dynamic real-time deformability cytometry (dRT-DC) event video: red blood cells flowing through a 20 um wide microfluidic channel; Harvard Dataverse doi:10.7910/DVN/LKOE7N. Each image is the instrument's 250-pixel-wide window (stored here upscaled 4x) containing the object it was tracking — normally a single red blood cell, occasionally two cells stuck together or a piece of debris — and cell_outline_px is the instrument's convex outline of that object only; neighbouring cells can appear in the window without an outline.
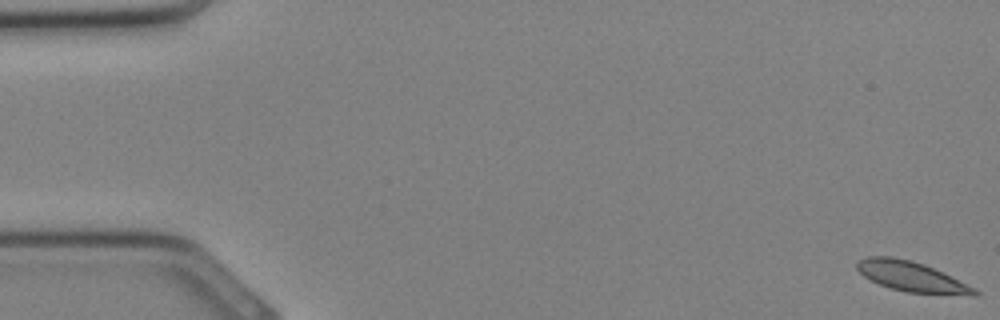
{"species": "Egyptian fruit bat (a non-hibernating species)", "species_latin": "Rousettus aegyptiacus", "temperature_condition": "cold", "stored_images_in_passage": 35, "camera_frame_rate_fps": 3000, "um_per_image_px": 0.085, "animal": {"sex": "female"}, "frame": {"image": 1, "passage_image": 1, "time_ms": 0.0, "image_size_px": [1000, 320], "cell_outline_px": [[980, 292], [976, 296], [972, 296], [908, 292], [892, 288], [880, 284], [864, 276], [856, 268], [856, 264], [860, 260], [868, 256], [892, 256], [912, 260], [924, 264], [976, 288]], "centroid_in_image_um": [77.51, 23.51], "position_along_channel_um": 7.5, "area_um2": 20.46}}
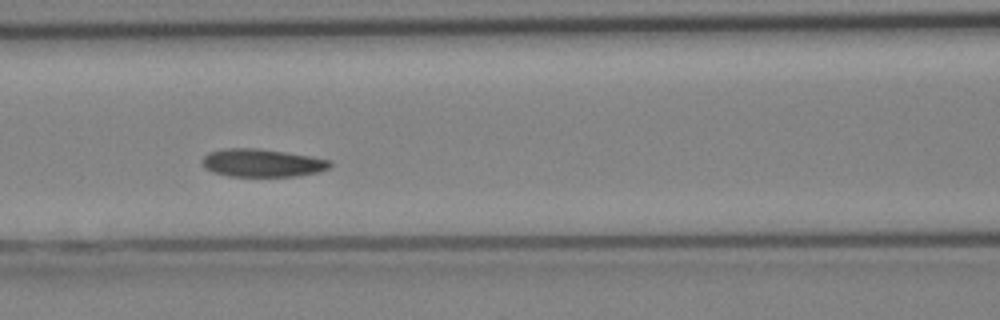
{"frame": {"image": 2, "passage_image": 15, "time_ms": 4.667, "image_size_px": [1000, 320], "cell_outline_px": [[332, 164], [328, 168], [320, 172], [296, 176], [228, 176], [212, 172], [204, 168], [204, 156], [208, 152], [224, 148], [256, 148], [284, 152], [332, 160]], "centroid_in_image_um": [22.28, 13.85], "position_along_channel_um": 144.3, "area_um2": 20.75}}
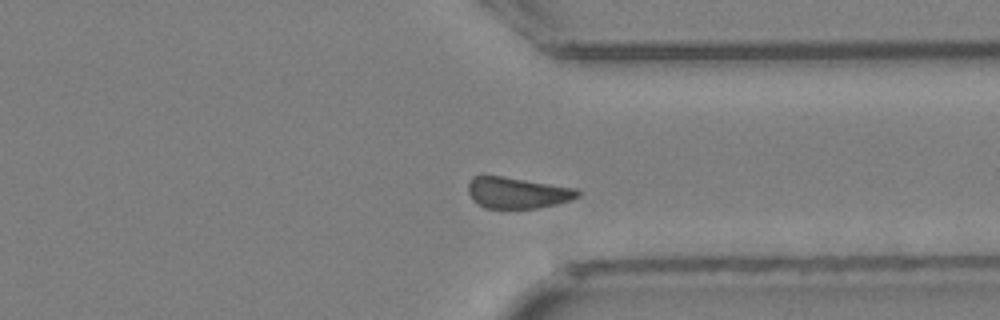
{"frame": {"image": 3, "passage_image": 26, "time_ms": 8.333, "image_size_px": [1000, 320], "cell_outline_px": [[580, 196], [572, 200], [556, 204], [536, 208], [484, 208], [476, 204], [472, 200], [468, 192], [468, 184], [472, 176], [500, 176], [576, 188], [580, 192]], "centroid_in_image_um": [43.96, 16.4], "position_along_channel_um": 367.4, "area_um2": 19.88}}